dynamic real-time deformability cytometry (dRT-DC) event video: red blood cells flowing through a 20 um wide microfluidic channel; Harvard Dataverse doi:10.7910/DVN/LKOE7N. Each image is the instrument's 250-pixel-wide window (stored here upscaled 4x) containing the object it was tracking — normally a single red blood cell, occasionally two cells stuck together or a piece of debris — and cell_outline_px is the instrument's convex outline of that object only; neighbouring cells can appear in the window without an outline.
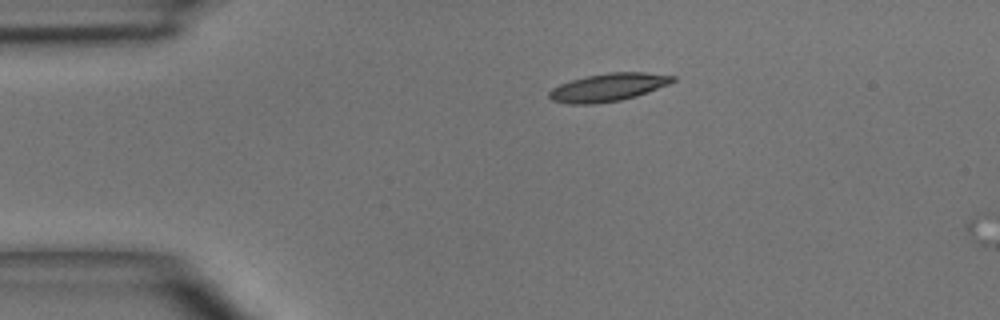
{"species": "common noctule bat (a hibernating species)", "species_latin": "Nyctalus noctula", "temperature_condition": "room temperature", "stored_images_in_passage": 2, "camera_frame_rate_fps": 3000, "um_per_image_px": 0.085, "animal": {"sex": "male", "body_mass_g": 15.6}, "frame": {"image": 1, "passage_image": 1, "time_ms": 0.0, "image_size_px": [1000, 320], "cell_outline_px": [[676, 80], [668, 84], [648, 92], [636, 96], [620, 100], [592, 104], [568, 104], [552, 100], [548, 96], [548, 92], [552, 88], [560, 84], [572, 80], [588, 76], [608, 72], [644, 72], [676, 76]], "centroid_in_image_um": [51.69, 7.42], "position_along_channel_um": 33.3, "area_um2": 20.0}}